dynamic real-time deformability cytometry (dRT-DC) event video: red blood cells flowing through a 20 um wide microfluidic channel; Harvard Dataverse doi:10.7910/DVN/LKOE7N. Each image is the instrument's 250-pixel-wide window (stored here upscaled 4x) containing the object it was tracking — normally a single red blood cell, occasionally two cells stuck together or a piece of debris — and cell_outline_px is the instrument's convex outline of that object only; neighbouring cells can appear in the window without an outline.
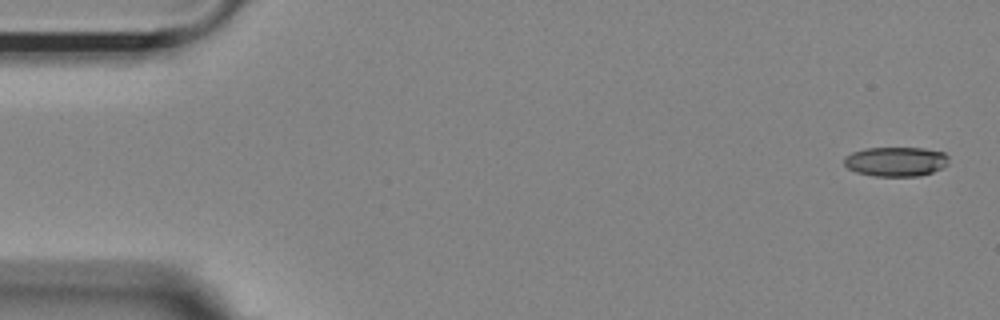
{"species": "Egyptian fruit bat (a non-hibernating species)", "species_latin": "Rousettus aegyptiacus", "temperature_condition": "room temperature", "stored_images_in_passage": 55, "segment_of_instrument_passage": [1, 2], "camera_frame_rate_fps": 3000, "um_per_image_px": 0.085, "animal": {"sex": "female"}, "frame": {"image": 1, "passage_image": 1, "time_ms": 0.0, "image_size_px": [1000, 320], "cell_outline_px": [[948, 164], [932, 172], [920, 176], [876, 176], [856, 172], [848, 168], [844, 164], [844, 156], [852, 152], [864, 148], [924, 148], [944, 152], [948, 156]], "centroid_in_image_um": [76.14, 13.72], "position_along_channel_um": 8.9, "area_um2": 18.03}}
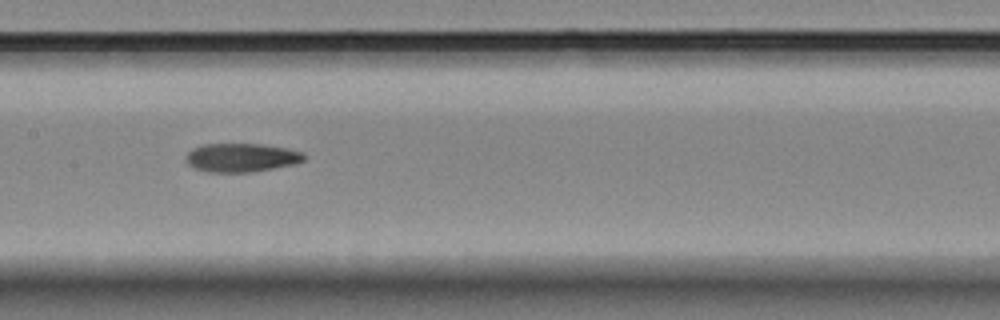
{"frame": {"image": 2, "passage_image": 26, "time_ms": 8.333, "image_size_px": [1000, 320], "cell_outline_px": [[308, 156], [304, 160], [296, 164], [248, 172], [208, 172], [192, 168], [184, 160], [184, 156], [192, 148], [200, 144], [260, 144], [288, 148], [304, 152]], "centroid_in_image_um": [20.5, 13.39], "position_along_channel_um": 186.9, "area_um2": 20.06}}
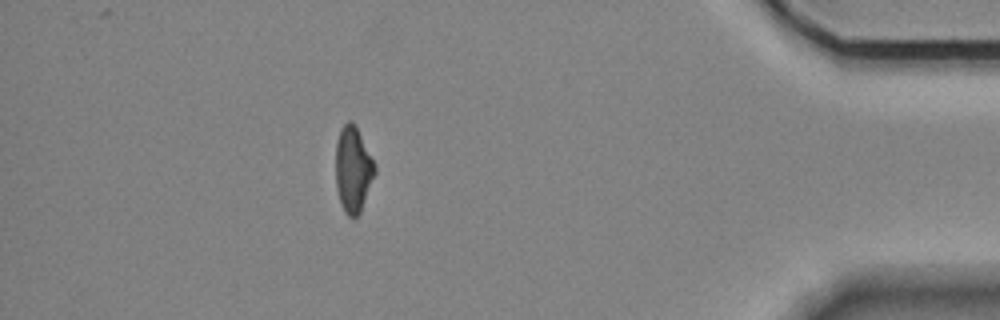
{"frame": {"image": 3, "passage_image": 48, "time_ms": 15.667, "image_size_px": [1000, 320], "cell_outline_px": [[376, 172], [360, 212], [356, 216], [348, 216], [344, 212], [340, 204], [336, 188], [336, 140], [340, 128], [348, 120], [352, 120], [356, 124], [376, 164]], "centroid_in_image_um": [30.01, 14.35], "position_along_channel_um": 405.2, "area_um2": 19.88}}